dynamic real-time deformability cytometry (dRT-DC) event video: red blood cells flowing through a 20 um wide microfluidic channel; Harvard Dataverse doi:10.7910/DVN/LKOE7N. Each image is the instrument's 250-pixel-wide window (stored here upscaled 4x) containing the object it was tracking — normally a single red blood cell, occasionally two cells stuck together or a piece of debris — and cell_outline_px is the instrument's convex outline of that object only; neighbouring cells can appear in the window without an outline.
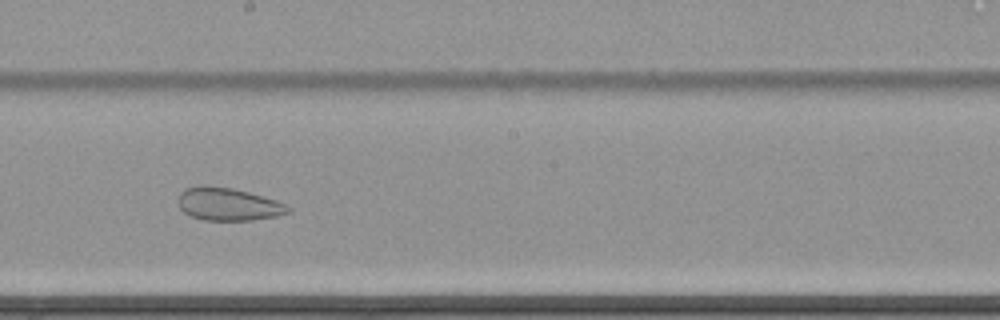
{"species": "common noctule bat (a hibernating species)", "species_latin": "Nyctalus noctula", "temperature_condition": "cold", "stored_images_in_passage": 60, "camera_frame_rate_fps": 3000, "um_per_image_px": 0.085, "animal": {"sex": "female", "body_mass_g": 22.7, "forearm_length_mm": 54.2}, "frame": {"image": 1, "passage_image": 35, "time_ms": 11.333, "image_size_px": [1000, 320], "cell_outline_px": [[292, 208], [288, 212], [276, 216], [252, 220], [200, 220], [184, 212], [180, 208], [180, 192], [184, 188], [200, 184], [208, 184], [232, 188], [248, 192], [276, 200], [288, 204]], "centroid_in_image_um": [19.39, 17.34], "position_along_channel_um": 228.8, "area_um2": 21.15}}